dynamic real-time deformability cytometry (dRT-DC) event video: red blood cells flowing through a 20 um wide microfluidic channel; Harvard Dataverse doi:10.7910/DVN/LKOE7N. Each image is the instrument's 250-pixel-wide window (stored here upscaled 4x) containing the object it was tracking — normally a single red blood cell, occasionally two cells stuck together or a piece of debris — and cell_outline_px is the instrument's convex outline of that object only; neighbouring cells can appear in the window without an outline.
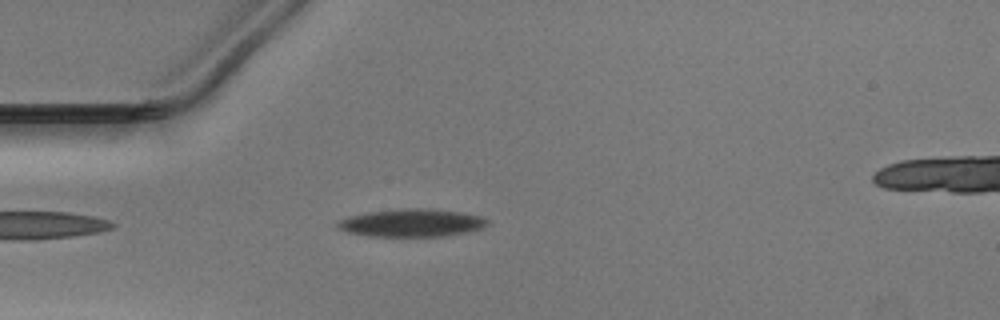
{"species": "Egyptian fruit bat (a non-hibernating species)", "species_latin": "Rousettus aegyptiacus", "temperature_condition": "warm", "stored_images_in_passage": 39, "camera_frame_rate_fps": 3000, "um_per_image_px": 0.085, "animal": {"sex": "male"}, "frame": {"image": 1, "passage_image": 2, "time_ms": 0.333, "image_size_px": [1000, 320], "cell_outline_px": [[488, 224], [480, 228], [464, 232], [440, 236], [368, 236], [348, 232], [336, 228], [336, 224], [340, 220], [352, 216], [368, 212], [408, 208], [420, 208], [460, 212], [480, 216], [488, 220]], "centroid_in_image_um": [34.96, 18.94], "position_along_channel_um": 50.0, "area_um2": 23.76}}
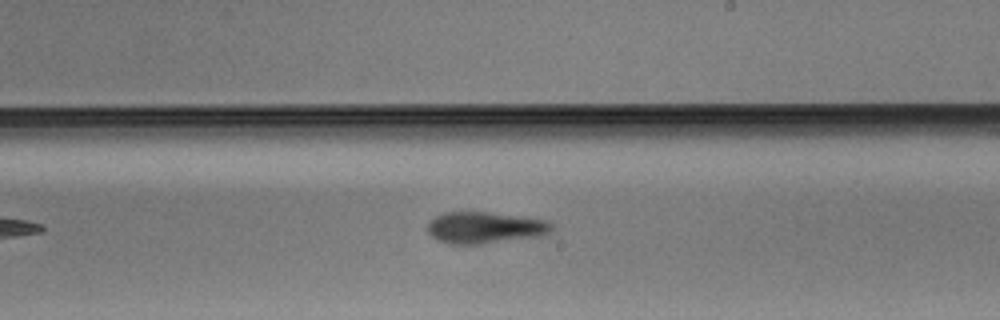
{"frame": {"image": 2, "passage_image": 18, "time_ms": 5.667, "image_size_px": [1000, 320], "cell_outline_px": [[552, 232], [544, 236], [480, 244], [448, 244], [436, 240], [428, 232], [428, 224], [436, 216], [444, 212], [488, 212], [548, 220], [552, 224]], "centroid_in_image_um": [41.25, 19.36], "position_along_channel_um": 247.8, "area_um2": 23.0}}
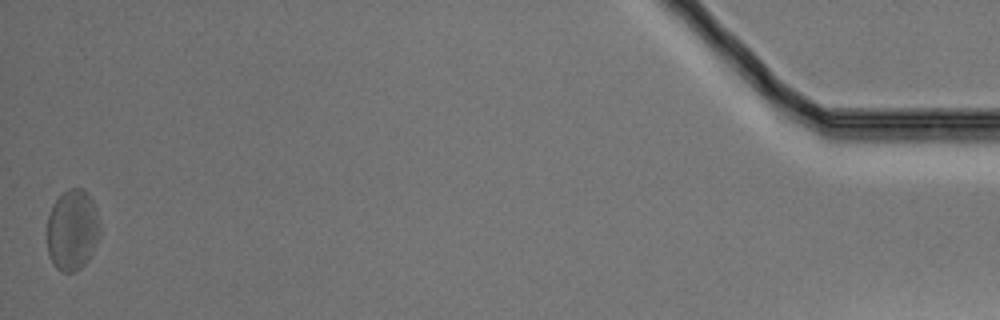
{"frame": {"image": 3, "passage_image": 39, "time_ms": 12.667, "image_size_px": [1000, 320], "cell_outline_px": [[100, 232], [92, 252], [84, 264], [80, 268], [72, 272], [64, 272], [56, 268], [48, 256], [48, 216], [52, 204], [68, 188], [84, 188], [88, 192], [96, 208], [100, 228]], "centroid_in_image_um": [6.15, 19.52], "position_along_channel_um": 429.1, "area_um2": 24.85}}